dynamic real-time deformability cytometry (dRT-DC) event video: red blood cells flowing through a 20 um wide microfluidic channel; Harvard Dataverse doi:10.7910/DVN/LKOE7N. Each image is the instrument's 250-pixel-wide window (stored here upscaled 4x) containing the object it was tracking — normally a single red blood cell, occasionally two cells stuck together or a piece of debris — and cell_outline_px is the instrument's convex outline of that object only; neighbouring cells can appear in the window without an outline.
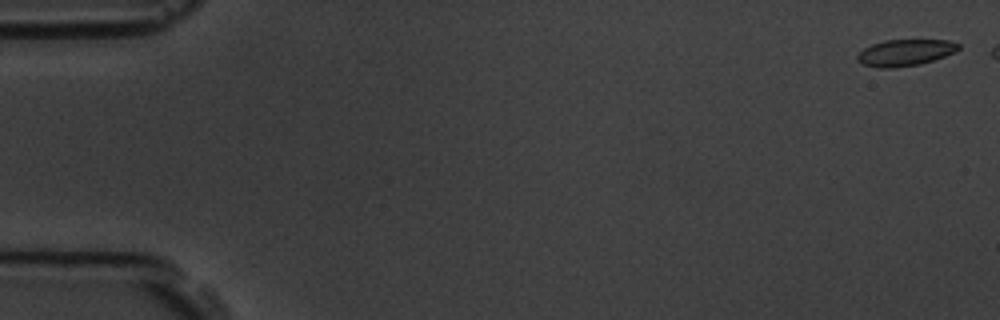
{"species": "common noctule bat (a hibernating species)", "species_latin": "Nyctalus noctula", "temperature_condition": "room temperature", "stored_images_in_passage": 7, "camera_frame_rate_fps": 3000, "um_per_image_px": 0.085, "animal": {"sex": "male", "body_mass_g": 19.5, "forearm_length_mm": 54.6}, "frame": {"image": 1, "passage_image": 1, "time_ms": 0.0, "image_size_px": [1000, 320], "cell_outline_px": [[960, 48], [956, 52], [920, 64], [892, 68], [880, 68], [864, 64], [856, 60], [856, 56], [864, 48], [872, 44], [884, 40], [948, 40], [960, 44]], "centroid_in_image_um": [76.94, 4.47], "position_along_channel_um": 8.1, "area_um2": 15.55}}
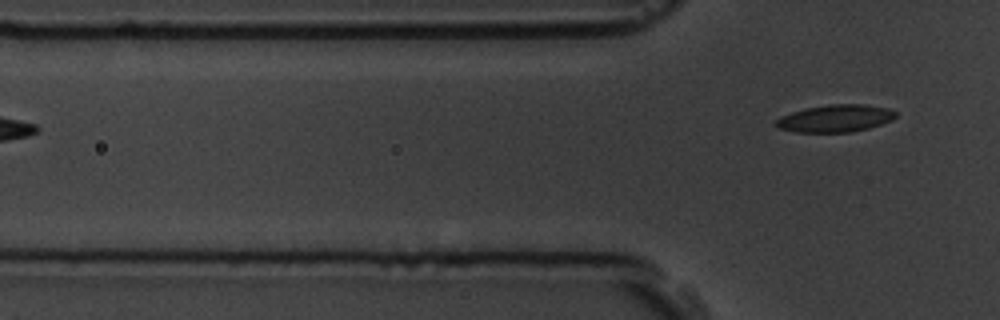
{"frame": {"image": 2, "passage_image": 7, "time_ms": 7.0, "image_size_px": [1000, 320], "cell_outline_px": [[896, 116], [892, 120], [868, 128], [848, 132], [796, 132], [776, 128], [772, 124], [780, 116], [804, 108], [832, 104], [864, 104], [888, 108], [896, 112]], "centroid_in_image_um": [70.95, 10.06], "position_along_channel_um": 54.8, "area_um2": 19.13}}